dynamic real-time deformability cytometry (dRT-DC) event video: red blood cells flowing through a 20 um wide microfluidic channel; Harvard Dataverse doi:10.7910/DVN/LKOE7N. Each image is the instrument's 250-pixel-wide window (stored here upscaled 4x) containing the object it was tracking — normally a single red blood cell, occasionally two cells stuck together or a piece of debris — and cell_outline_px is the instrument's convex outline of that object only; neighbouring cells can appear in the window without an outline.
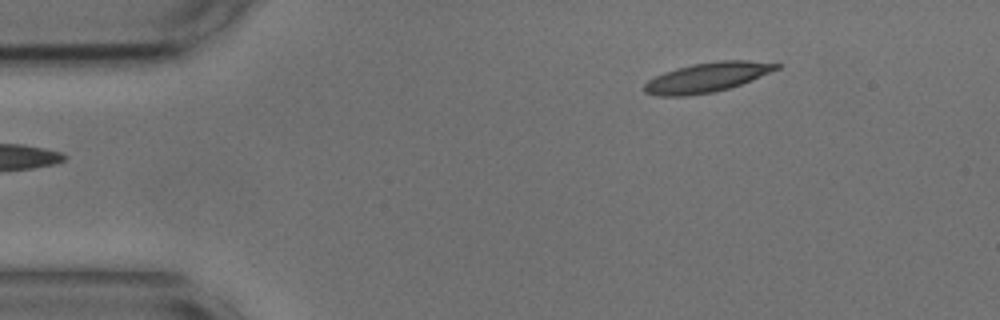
{"species": "common noctule bat (a hibernating species)", "species_latin": "Nyctalus noctula", "temperature_condition": "cold", "stored_images_in_passage": 8, "camera_frame_rate_fps": 3000, "um_per_image_px": 0.085, "animal": {"sex": "male", "body_mass_g": 17.9, "forearm_length_mm": 54.2}, "frame": {"image": 1, "passage_image": 1, "time_ms": 0.0, "image_size_px": [1000, 320], "cell_outline_px": [[784, 64], [780, 68], [740, 84], [728, 88], [712, 92], [688, 96], [660, 96], [644, 92], [644, 84], [648, 80], [664, 72], [676, 68], [692, 64], [716, 60], [748, 60]], "centroid_in_image_um": [60.1, 6.56], "position_along_channel_um": 24.9, "area_um2": 22.72}}